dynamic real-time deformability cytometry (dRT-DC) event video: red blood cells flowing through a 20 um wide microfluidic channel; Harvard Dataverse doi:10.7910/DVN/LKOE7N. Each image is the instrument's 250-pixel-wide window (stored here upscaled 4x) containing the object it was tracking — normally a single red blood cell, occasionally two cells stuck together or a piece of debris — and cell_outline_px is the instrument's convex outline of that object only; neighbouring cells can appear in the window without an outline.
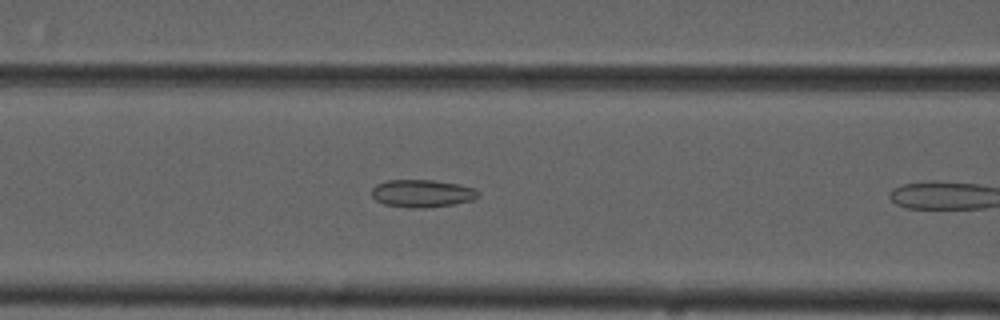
{"species": "common noctule bat (a hibernating species)", "species_latin": "Nyctalus noctula", "temperature_condition": "cold", "stored_images_in_passage": 10, "camera_frame_rate_fps": 3000, "um_per_image_px": 0.085, "animal": {"sex": "male", "forearm_length_mm": 52.5}, "frame": {"image": 1, "passage_image": 9, "time_ms": 2.667, "image_size_px": [1000, 320], "cell_outline_px": [[480, 196], [472, 200], [452, 204], [424, 208], [408, 208], [384, 204], [376, 200], [372, 196], [372, 188], [376, 184], [388, 180], [432, 180], [456, 184], [476, 188], [480, 192]], "centroid_in_image_um": [35.88, 16.44], "position_along_channel_um": 130.7, "area_um2": 17.17}}